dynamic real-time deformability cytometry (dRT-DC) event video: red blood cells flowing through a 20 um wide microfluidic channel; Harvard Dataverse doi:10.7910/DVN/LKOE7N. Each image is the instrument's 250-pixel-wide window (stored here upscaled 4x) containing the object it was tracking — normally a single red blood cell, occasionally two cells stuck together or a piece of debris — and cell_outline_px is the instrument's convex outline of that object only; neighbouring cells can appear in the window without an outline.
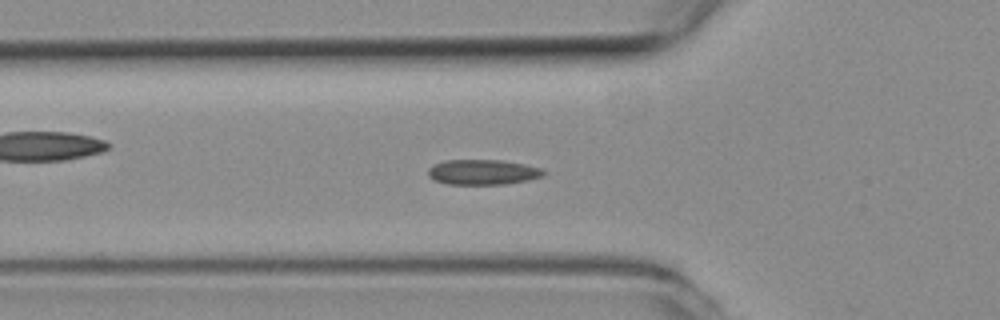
{"species": "common noctule bat (a hibernating species)", "species_latin": "Nyctalus noctula", "temperature_condition": "room temperature", "stored_images_in_passage": 55, "camera_frame_rate_fps": 3000, "um_per_image_px": 0.085, "animal": {"sex": "female", "body_mass_g": 19.3, "forearm_length_mm": 54.1}, "frame": {"image": 1, "passage_image": 18, "time_ms": 5.667, "image_size_px": [1000, 320], "cell_outline_px": [[548, 172], [544, 176], [528, 180], [504, 184], [448, 184], [432, 180], [428, 176], [428, 168], [444, 160], [504, 160], [524, 164], [540, 168]], "centroid_in_image_um": [41.05, 14.63], "position_along_channel_um": 84.8, "area_um2": 17.05}}
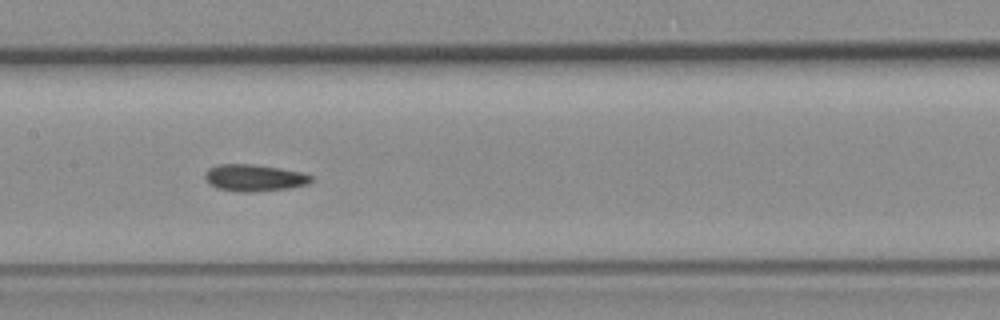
{"frame": {"image": 2, "passage_image": 26, "time_ms": 8.333, "image_size_px": [1000, 320], "cell_outline_px": [[312, 180], [308, 184], [288, 188], [252, 192], [236, 192], [216, 188], [204, 180], [204, 172], [208, 168], [216, 164], [252, 164], [280, 168], [304, 172], [312, 176]], "centroid_in_image_um": [21.57, 15.11], "position_along_channel_um": 185.8, "area_um2": 16.88}}
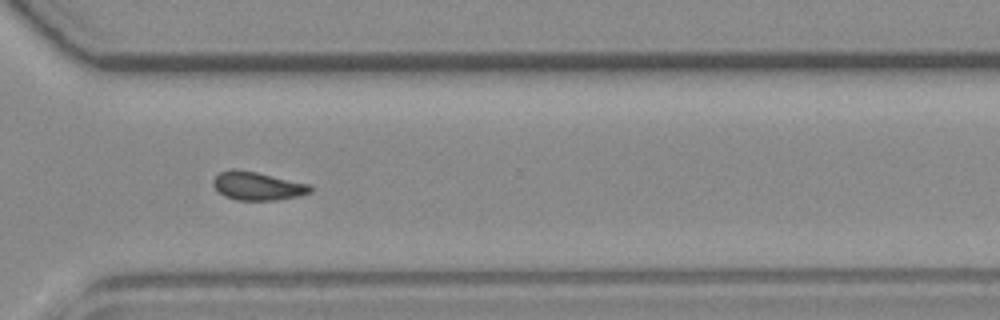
{"frame": {"image": 3, "passage_image": 39, "time_ms": 12.667, "image_size_px": [1000, 320], "cell_outline_px": [[312, 192], [300, 196], [276, 200], [236, 200], [224, 196], [212, 184], [212, 180], [220, 172], [232, 168], [236, 168], [256, 172], [312, 184]], "centroid_in_image_um": [21.91, 15.8], "position_along_channel_um": 348.7, "area_um2": 16.24}}